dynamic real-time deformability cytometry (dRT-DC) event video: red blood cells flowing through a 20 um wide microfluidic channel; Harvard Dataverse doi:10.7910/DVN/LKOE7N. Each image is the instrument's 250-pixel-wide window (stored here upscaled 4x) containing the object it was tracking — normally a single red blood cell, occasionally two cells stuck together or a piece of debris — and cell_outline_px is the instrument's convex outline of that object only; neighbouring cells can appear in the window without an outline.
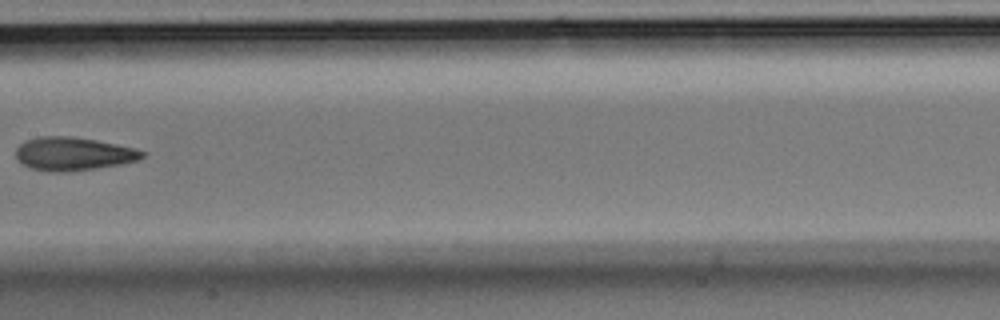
{"species": "Egyptian fruit bat (a non-hibernating species)", "species_latin": "Rousettus aegyptiacus", "temperature_condition": "room temperature", "stored_images_in_passage": 8, "camera_frame_rate_fps": 3000, "um_per_image_px": 0.085, "animal": {"sex": "male"}, "frame": {"image": 1, "passage_image": 8, "time_ms": 2.333, "image_size_px": [1000, 320], "cell_outline_px": [[148, 152], [140, 160], [120, 164], [96, 168], [60, 172], [52, 172], [32, 168], [24, 164], [16, 156], [16, 148], [24, 140], [40, 136], [72, 136], [96, 140], [136, 148]], "centroid_in_image_um": [6.27, 13.06], "position_along_channel_um": 201.1, "area_um2": 24.51}}